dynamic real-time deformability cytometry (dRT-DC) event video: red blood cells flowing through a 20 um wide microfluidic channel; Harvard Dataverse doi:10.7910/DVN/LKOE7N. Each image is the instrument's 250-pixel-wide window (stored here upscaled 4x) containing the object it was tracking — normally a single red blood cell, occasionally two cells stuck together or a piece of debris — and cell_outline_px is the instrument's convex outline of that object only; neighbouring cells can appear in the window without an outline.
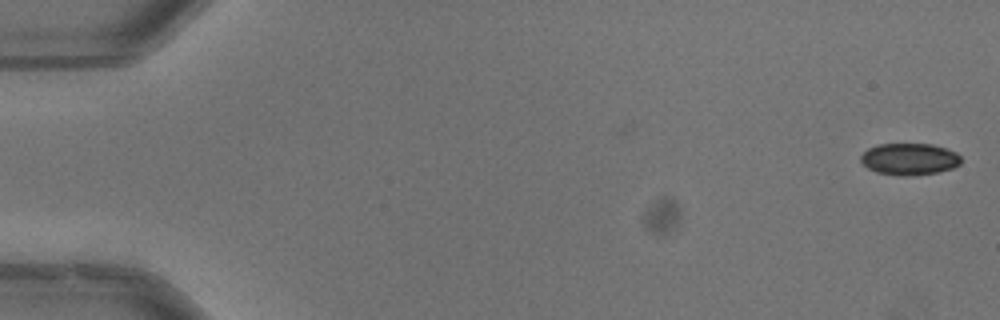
{"species": "common noctule bat (a hibernating species)", "species_latin": "Nyctalus noctula", "temperature_condition": "warm", "stored_images_in_passage": 4, "camera_frame_rate_fps": 3000, "um_per_image_px": 0.085, "animal": {"sex": "male", "body_mass_g": 13.3}, "frame": {"image": 1, "passage_image": 1, "time_ms": 0.0, "image_size_px": [1000, 320], "cell_outline_px": [[960, 164], [952, 168], [936, 172], [908, 176], [900, 176], [876, 172], [868, 168], [860, 160], [860, 156], [868, 148], [876, 144], [932, 144], [956, 152], [960, 156]], "centroid_in_image_um": [77.27, 13.52], "position_along_channel_um": 7.7, "area_um2": 18.5}}